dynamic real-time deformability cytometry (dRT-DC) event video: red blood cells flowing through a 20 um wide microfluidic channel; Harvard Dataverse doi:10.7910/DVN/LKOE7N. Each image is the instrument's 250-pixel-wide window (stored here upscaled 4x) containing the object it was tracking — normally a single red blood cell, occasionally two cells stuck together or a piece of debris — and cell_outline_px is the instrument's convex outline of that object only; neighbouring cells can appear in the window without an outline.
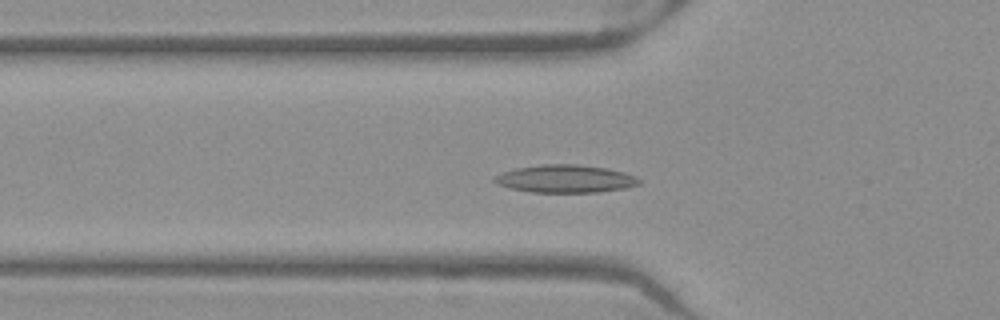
{"species": "Egyptian fruit bat (a non-hibernating species)", "species_latin": "Rousettus aegyptiacus", "temperature_condition": "warm", "stored_images_in_passage": 50, "camera_frame_rate_fps": 3000, "um_per_image_px": 0.085, "frame": {"image": 1, "passage_image": 16, "time_ms": 5.0, "image_size_px": [1000, 320], "cell_outline_px": [[640, 184], [624, 188], [596, 192], [532, 192], [512, 188], [496, 184], [492, 180], [492, 176], [516, 168], [540, 164], [580, 164], [608, 168], [624, 172], [636, 176], [640, 180]], "centroid_in_image_um": [48.04, 15.18], "position_along_channel_um": 77.8, "area_um2": 23.47}}
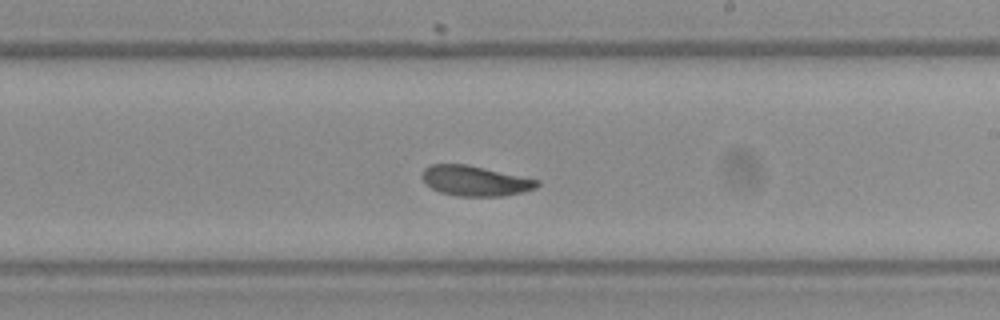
{"frame": {"image": 2, "passage_image": 29, "time_ms": 9.333, "image_size_px": [1000, 320], "cell_outline_px": [[540, 184], [536, 188], [504, 196], [456, 196], [440, 192], [432, 188], [420, 176], [424, 168], [432, 164], [468, 164], [540, 180]], "centroid_in_image_um": [40.38, 15.36], "position_along_channel_um": 248.6, "area_um2": 20.23}}
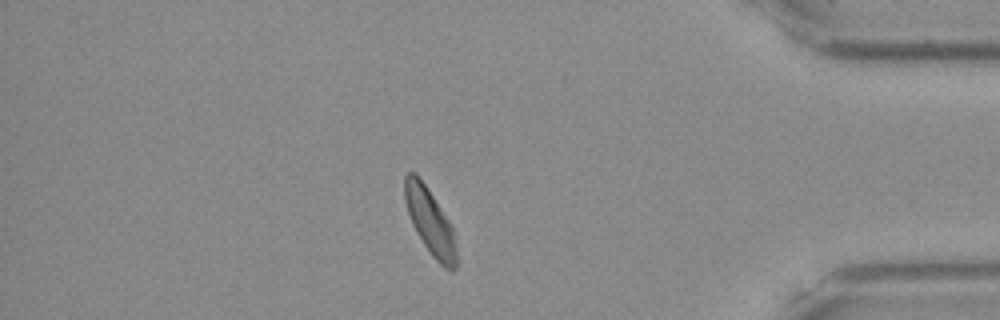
{"frame": {"image": 3, "passage_image": 43, "time_ms": 14.0, "image_size_px": [1000, 320], "cell_outline_px": [[456, 268], [452, 272], [444, 268], [432, 256], [416, 232], [412, 224], [404, 200], [404, 176], [408, 172], [416, 172], [452, 224], [456, 236]], "centroid_in_image_um": [36.57, 18.85], "position_along_channel_um": 398.6, "area_um2": 20.06}, "authors_computed_cell_mechanics": {"area_um2": 20.9525, "velocity_mm_per_s": 3.9316, "shape_relaxation_time_tau1_ms": 3.2533, "shape_relaxation_time_tau2_ms": 2.9758, "deformation_change_tau1": 0.0935, "deformation_change_tau2": 0.0768}}